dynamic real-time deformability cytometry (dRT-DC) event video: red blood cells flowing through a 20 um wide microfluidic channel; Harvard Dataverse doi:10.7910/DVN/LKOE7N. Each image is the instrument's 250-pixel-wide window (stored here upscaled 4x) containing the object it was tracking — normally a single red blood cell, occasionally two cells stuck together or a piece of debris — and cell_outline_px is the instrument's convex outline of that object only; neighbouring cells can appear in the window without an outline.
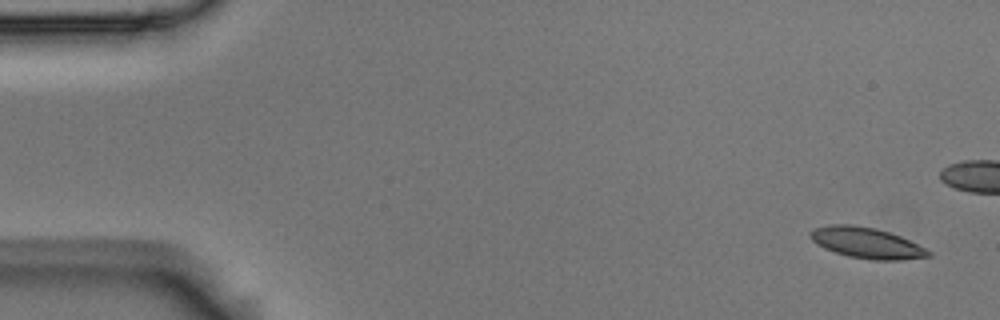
{"species": "Egyptian fruit bat (a non-hibernating species)", "species_latin": "Rousettus aegyptiacus", "temperature_condition": "room temperature", "stored_images_in_passage": 15, "camera_frame_rate_fps": 3000, "um_per_image_px": 0.085, "animal": {"sex": "male"}, "frame": {"image": 1, "passage_image": 1, "time_ms": 0.0, "image_size_px": [1000, 320], "cell_outline_px": [[932, 256], [904, 260], [872, 260], [848, 256], [824, 248], [816, 244], [808, 236], [808, 232], [812, 228], [828, 224], [852, 224], [876, 228], [900, 236], [932, 252]], "centroid_in_image_um": [73.61, 20.63], "position_along_channel_um": 11.4, "area_um2": 21.39}}
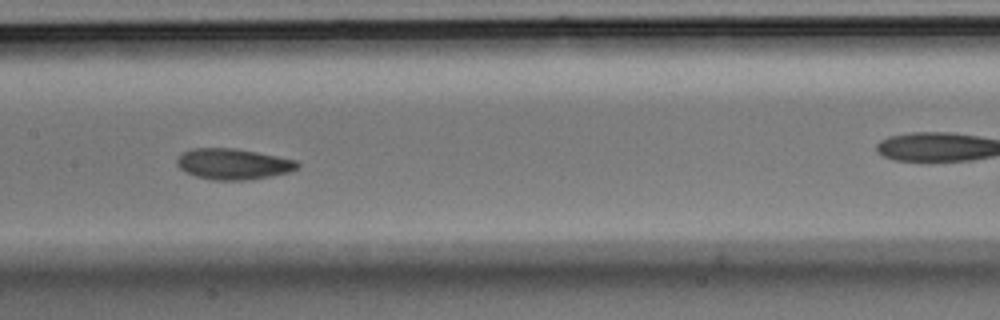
{"frame": {"image": 2, "passage_image": 7, "time_ms": 2.0, "image_size_px": [1000, 320], "cell_outline_px": [[300, 164], [296, 168], [288, 172], [272, 176], [248, 180], [212, 180], [196, 176], [184, 172], [176, 164], [176, 160], [184, 152], [192, 148], [236, 148], [296, 160]], "centroid_in_image_um": [19.8, 13.94], "position_along_channel_um": 187.6, "area_um2": 21.62}}